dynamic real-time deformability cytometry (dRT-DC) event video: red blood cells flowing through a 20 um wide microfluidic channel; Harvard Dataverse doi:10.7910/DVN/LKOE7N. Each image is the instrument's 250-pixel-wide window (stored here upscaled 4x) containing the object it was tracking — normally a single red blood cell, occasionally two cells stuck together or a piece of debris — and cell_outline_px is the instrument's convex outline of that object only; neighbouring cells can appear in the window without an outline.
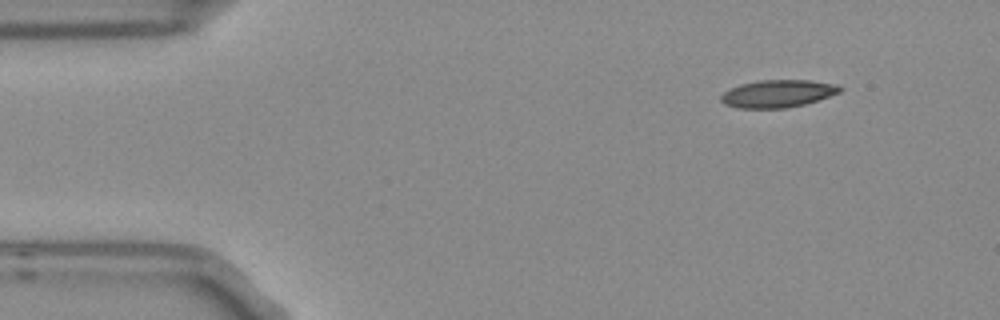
{"species": "Egyptian fruit bat (a non-hibernating species)", "species_latin": "Rousettus aegyptiacus", "temperature_condition": "room temperature", "stored_images_in_passage": 5, "camera_frame_rate_fps": 3000, "um_per_image_px": 0.085, "frame": {"image": 1, "passage_image": 1, "time_ms": 0.0, "image_size_px": [1000, 320], "cell_outline_px": [[844, 88], [840, 92], [804, 104], [784, 108], [736, 108], [724, 104], [720, 100], [720, 96], [724, 92], [740, 84], [760, 80], [812, 80], [836, 84]], "centroid_in_image_um": [66.1, 7.95], "position_along_channel_um": 18.9, "area_um2": 19.02}}
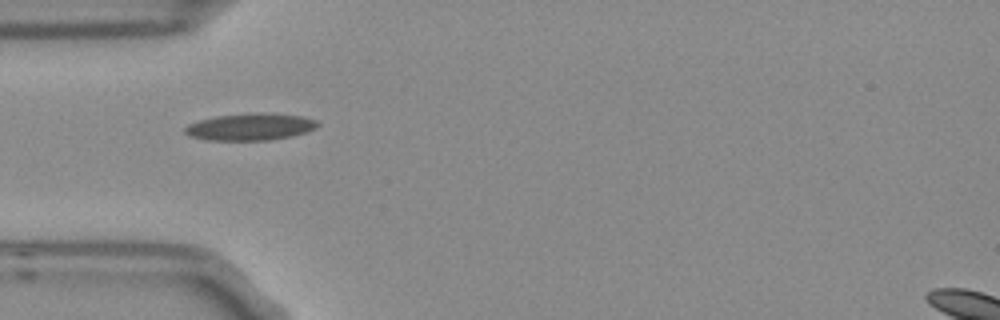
{"frame": {"image": 2, "passage_image": 4, "time_ms": 1.0, "image_size_px": [1000, 320], "cell_outline_px": [[320, 124], [316, 128], [308, 132], [292, 136], [272, 140], [204, 140], [188, 136], [184, 132], [184, 128], [188, 124], [200, 120], [216, 116], [252, 112], [268, 112], [300, 116], [316, 120]], "centroid_in_image_um": [21.28, 10.78], "position_along_channel_um": 63.7, "area_um2": 21.21}}
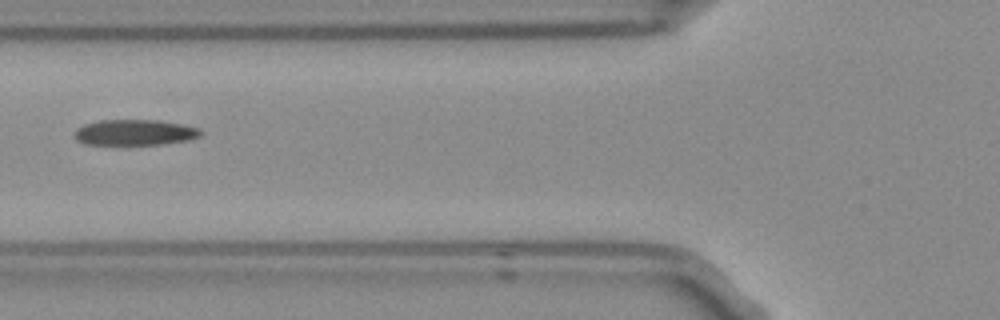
{"frame": {"image": 3, "passage_image": 5, "time_ms": 1.333, "image_size_px": [1000, 320], "cell_outline_px": [[204, 132], [200, 136], [188, 140], [160, 144], [84, 144], [76, 140], [76, 128], [84, 124], [100, 120], [160, 120], [184, 124], [200, 128]], "centroid_in_image_um": [11.5, 11.24], "position_along_channel_um": 114.3, "area_um2": 18.96}}